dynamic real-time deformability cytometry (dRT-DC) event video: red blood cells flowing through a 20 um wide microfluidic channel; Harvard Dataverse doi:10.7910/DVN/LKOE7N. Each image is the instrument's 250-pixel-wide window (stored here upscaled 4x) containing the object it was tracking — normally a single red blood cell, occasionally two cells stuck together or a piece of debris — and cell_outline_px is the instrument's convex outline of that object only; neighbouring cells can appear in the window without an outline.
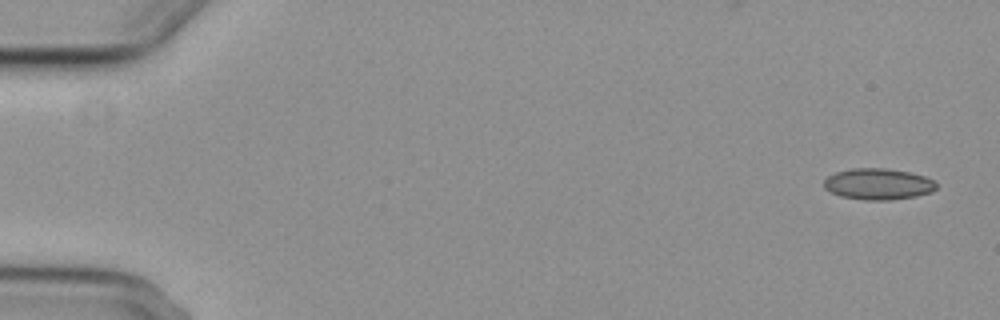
{"species": "common noctule bat (a hibernating species)", "species_latin": "Nyctalus noctula", "temperature_condition": "cold", "stored_images_in_passage": 6, "camera_frame_rate_fps": 3000, "um_per_image_px": 0.085, "animal": {"sex": "female", "body_mass_g": 29.2, "forearm_length_mm": 56.3}, "frame": {"image": 1, "passage_image": 1, "time_ms": 0.0, "image_size_px": [1000, 320], "cell_outline_px": [[936, 188], [932, 192], [916, 196], [888, 200], [864, 200], [840, 196], [824, 188], [824, 180], [828, 176], [836, 172], [852, 168], [888, 168], [908, 172], [924, 176], [932, 180], [936, 184]], "centroid_in_image_um": [74.63, 15.64], "position_along_channel_um": 10.4, "area_um2": 20.4}}
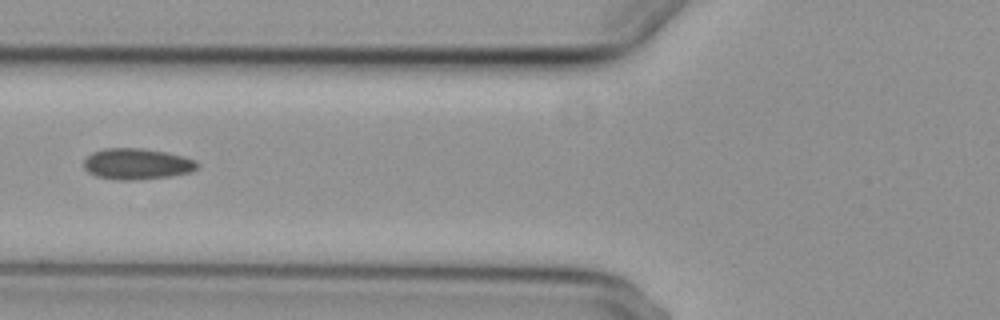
{"frame": {"image": 2, "passage_image": 6, "time_ms": 6.667, "image_size_px": [1000, 320], "cell_outline_px": [[200, 164], [192, 172], [172, 176], [132, 180], [120, 180], [96, 176], [88, 172], [84, 168], [84, 160], [92, 152], [104, 148], [144, 148], [164, 152], [196, 160]], "centroid_in_image_um": [11.63, 13.93], "position_along_channel_um": 114.2, "area_um2": 20.52}}